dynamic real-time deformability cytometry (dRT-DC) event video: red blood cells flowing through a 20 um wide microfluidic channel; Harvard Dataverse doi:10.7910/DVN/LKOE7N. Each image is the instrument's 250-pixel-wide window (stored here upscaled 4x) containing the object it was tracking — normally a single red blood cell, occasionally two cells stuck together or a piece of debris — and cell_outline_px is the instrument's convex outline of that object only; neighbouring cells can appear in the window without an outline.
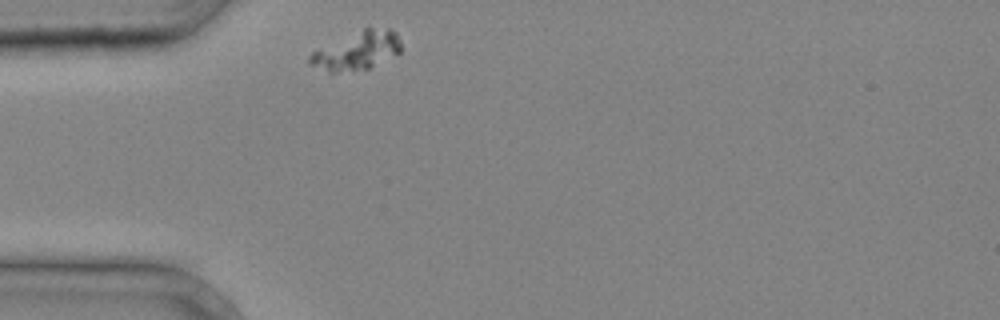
{"species": "common noctule bat (a hibernating species)", "species_latin": "Nyctalus noctula", "temperature_condition": "cold", "stored_images_in_passage": 1, "camera_frame_rate_fps": 3000, "um_per_image_px": 0.085, "animal": {"sex": "male", "body_mass_g": 20.4}, "frame": {"image": 1, "passage_image": 1, "time_ms": 0.0, "image_size_px": [1000, 320], "cell_outline_px": [[400, 52], [368, 68], [332, 72], [328, 72], [308, 64], [308, 56], [312, 52], [364, 28], [388, 28], [396, 32], [400, 40]], "centroid_in_image_um": [30.34, 4.3], "position_along_channel_um": 54.7, "area_um2": 19.77}}